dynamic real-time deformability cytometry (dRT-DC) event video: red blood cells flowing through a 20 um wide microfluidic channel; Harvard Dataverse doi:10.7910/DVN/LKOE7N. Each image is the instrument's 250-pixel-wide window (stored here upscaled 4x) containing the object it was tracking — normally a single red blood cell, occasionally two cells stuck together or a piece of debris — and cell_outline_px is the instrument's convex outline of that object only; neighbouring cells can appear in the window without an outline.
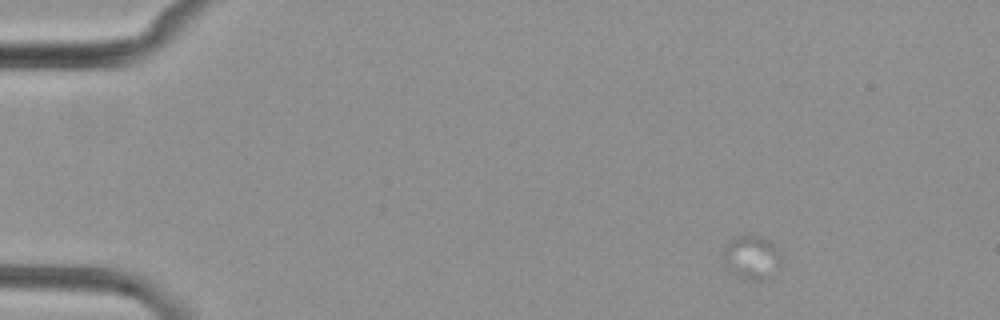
{"species": "common noctule bat (a hibernating species)", "species_latin": "Nyctalus noctula", "temperature_condition": "cold", "stored_images_in_passage": 5, "camera_frame_rate_fps": 3000, "um_per_image_px": 0.085, "animal": {"sex": "female", "body_mass_g": 29.2, "forearm_length_mm": 56.3}, "frame": {"image": 1, "passage_image": 1, "time_ms": 0.0, "image_size_px": [1000, 320], "cell_outline_px": [[784, 256], [780, 264], [764, 280], [744, 280], [736, 276], [724, 264], [724, 252], [728, 244], [732, 240], [740, 236], [760, 236], [772, 244]], "centroid_in_image_um": [63.91, 21.91], "position_along_channel_um": 21.1, "area_um2": 14.39}}